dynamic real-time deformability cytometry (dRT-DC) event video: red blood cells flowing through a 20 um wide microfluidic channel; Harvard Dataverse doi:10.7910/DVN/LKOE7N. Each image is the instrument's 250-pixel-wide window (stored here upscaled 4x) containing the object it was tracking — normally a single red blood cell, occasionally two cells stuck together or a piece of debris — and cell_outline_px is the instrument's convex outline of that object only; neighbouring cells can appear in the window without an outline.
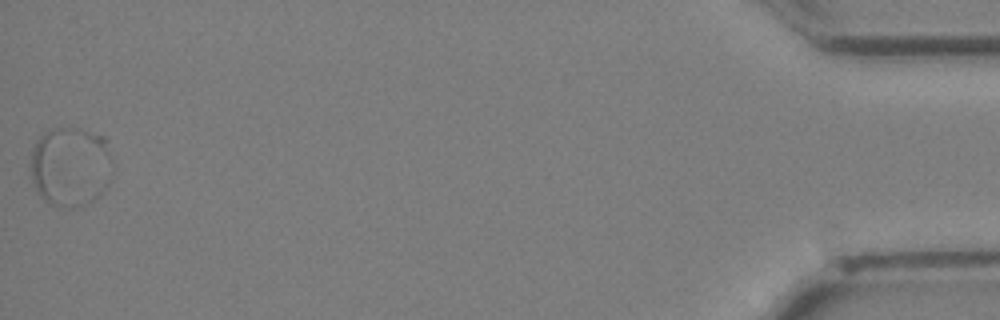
{"species": "Egyptian fruit bat (a non-hibernating species)", "species_latin": "Rousettus aegyptiacus", "temperature_condition": "cold", "stored_images_in_passage": 30, "segment_of_instrument_passage": [2, 2], "camera_frame_rate_fps": 3000, "um_per_image_px": 0.085, "animal": {"sex": "female"}, "frame": {"image": 1, "passage_image": 30, "time_ms": 9.667, "image_size_px": [1000, 320], "cell_outline_px": [[112, 160], [100, 196], [84, 204], [72, 208], [64, 208], [52, 204], [44, 200], [36, 192], [32, 180], [28, 164], [32, 148], [36, 140], [44, 132], [52, 128], [80, 128], [104, 136], [108, 140]], "centroid_in_image_um": [5.92, 14.12], "position_along_channel_um": 429.3, "area_um2": 38.49}}